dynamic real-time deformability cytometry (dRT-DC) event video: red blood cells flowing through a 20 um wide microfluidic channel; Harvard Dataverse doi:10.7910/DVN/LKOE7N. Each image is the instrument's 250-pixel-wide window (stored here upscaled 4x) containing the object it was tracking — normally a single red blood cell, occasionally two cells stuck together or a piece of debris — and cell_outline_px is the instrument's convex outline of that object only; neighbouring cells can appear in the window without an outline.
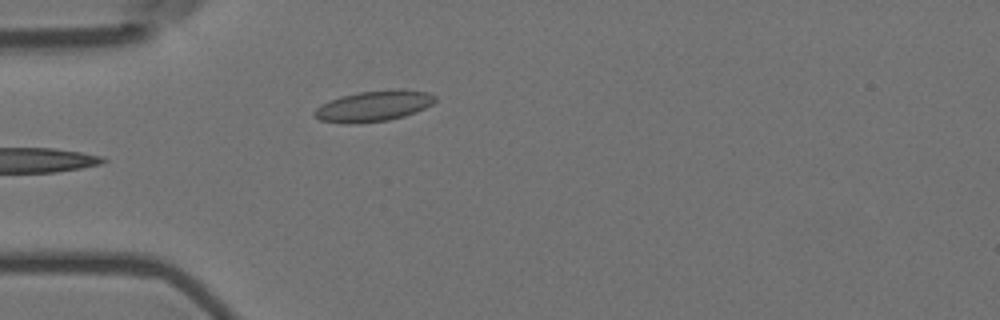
{"species": "Egyptian fruit bat (a non-hibernating species)", "species_latin": "Rousettus aegyptiacus", "temperature_condition": "room temperature", "stored_images_in_passage": 6, "camera_frame_rate_fps": 3000, "um_per_image_px": 0.085, "animal": {"sex": "female"}, "frame": {"image": 1, "passage_image": 6, "time_ms": 1.667, "image_size_px": [1000, 320], "cell_outline_px": [[436, 100], [432, 104], [416, 112], [404, 116], [388, 120], [348, 124], [320, 120], [312, 116], [312, 112], [320, 104], [340, 96], [360, 92], [396, 88], [404, 88], [428, 92], [436, 96]], "centroid_in_image_um": [31.75, 9.0], "position_along_channel_um": 53.2, "area_um2": 21.91}}